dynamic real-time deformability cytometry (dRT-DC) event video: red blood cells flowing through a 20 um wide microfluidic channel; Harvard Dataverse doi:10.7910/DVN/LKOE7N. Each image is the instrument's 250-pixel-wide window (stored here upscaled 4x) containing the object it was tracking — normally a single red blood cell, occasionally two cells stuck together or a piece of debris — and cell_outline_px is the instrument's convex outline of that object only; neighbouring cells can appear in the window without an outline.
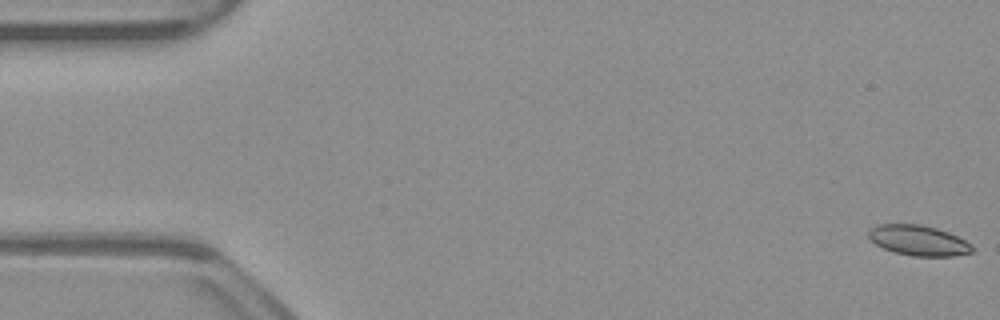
{"species": "common noctule bat (a hibernating species)", "species_latin": "Nyctalus noctula", "temperature_condition": "warm", "stored_images_in_passage": 53, "camera_frame_rate_fps": 3000, "um_per_image_px": 0.085, "animal": {"sex": "male", "body_mass_g": 23.1, "forearm_length_mm": 52.7}, "frame": {"image": 1, "passage_image": 1, "time_ms": 0.0, "image_size_px": [1000, 320], "cell_outline_px": [[976, 248], [972, 252], [956, 256], [912, 256], [896, 252], [884, 248], [876, 244], [868, 236], [868, 228], [876, 224], [920, 224], [936, 228], [948, 232], [972, 244]], "centroid_in_image_um": [78.08, 20.43], "position_along_channel_um": 6.9, "area_um2": 18.38}}
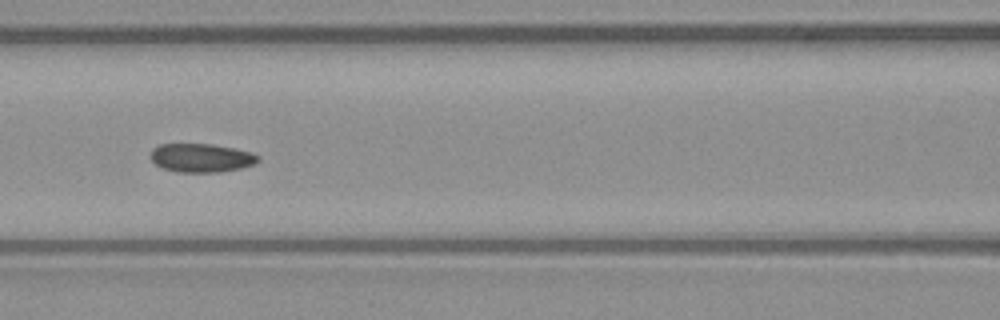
{"frame": {"image": 2, "passage_image": 23, "time_ms": 7.333, "image_size_px": [1000, 320], "cell_outline_px": [[260, 160], [256, 164], [240, 168], [220, 172], [176, 172], [160, 168], [152, 160], [152, 148], [160, 144], [212, 144], [252, 152], [260, 156]], "centroid_in_image_um": [17.13, 13.42], "position_along_channel_um": 149.5, "area_um2": 18.03}}
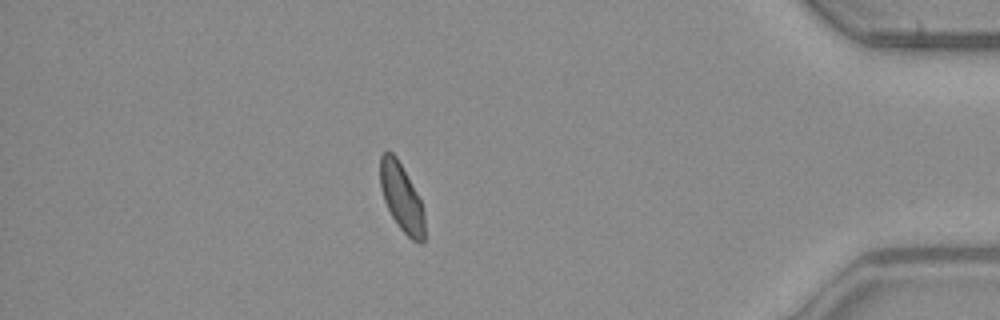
{"frame": {"image": 3, "passage_image": 46, "time_ms": 15.0, "image_size_px": [1000, 320], "cell_outline_px": [[424, 240], [420, 244], [412, 240], [400, 228], [392, 216], [384, 200], [380, 188], [380, 156], [384, 152], [392, 152], [396, 156], [416, 192], [420, 200], [424, 212]], "centroid_in_image_um": [34.12, 16.8], "position_along_channel_um": 401.1, "area_um2": 17.28}, "authors_computed_cell_mechanics": {"area_um2": 18.3226, "velocity_mm_per_s": 3.9083, "shape_relaxation_time_tau1_ms": 4.0569, "shape_relaxation_time_tau2_ms": 2.0498, "deformation_change_tau1": 0.1159, "deformation_change_tau2": 0.0781}}